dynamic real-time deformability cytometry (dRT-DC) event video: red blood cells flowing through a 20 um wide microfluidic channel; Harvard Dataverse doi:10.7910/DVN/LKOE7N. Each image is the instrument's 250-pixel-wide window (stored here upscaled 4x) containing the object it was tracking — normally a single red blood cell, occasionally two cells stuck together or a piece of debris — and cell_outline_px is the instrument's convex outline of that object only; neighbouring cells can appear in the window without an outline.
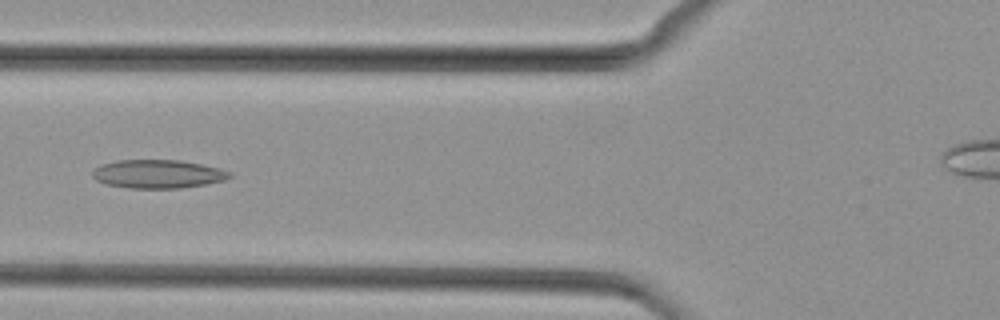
{"species": "common noctule bat (a hibernating species)", "species_latin": "Nyctalus noctula", "temperature_condition": "cold", "stored_images_in_passage": 44, "camera_frame_rate_fps": 3000, "um_per_image_px": 0.085, "animal": {"sex": "female", "body_mass_g": 29.2, "forearm_length_mm": 56.3}, "frame": {"image": 1, "passage_image": 19, "time_ms": 6.0, "image_size_px": [1000, 320], "cell_outline_px": [[232, 176], [224, 180], [204, 184], [180, 188], [128, 188], [104, 184], [96, 180], [92, 176], [92, 172], [100, 164], [116, 160], [180, 160], [220, 168], [232, 172]], "centroid_in_image_um": [13.39, 14.78], "position_along_channel_um": 112.4, "area_um2": 22.83}}
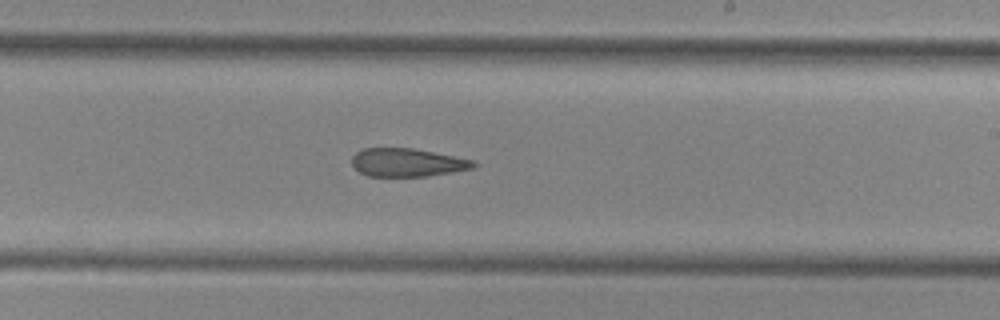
{"frame": {"image": 2, "passage_image": 29, "time_ms": 9.333, "image_size_px": [1000, 320], "cell_outline_px": [[476, 164], [472, 168], [452, 172], [428, 176], [368, 176], [360, 172], [352, 164], [352, 156], [356, 152], [364, 148], [412, 148], [476, 160]], "centroid_in_image_um": [34.62, 13.81], "position_along_channel_um": 254.4, "area_um2": 19.94}}
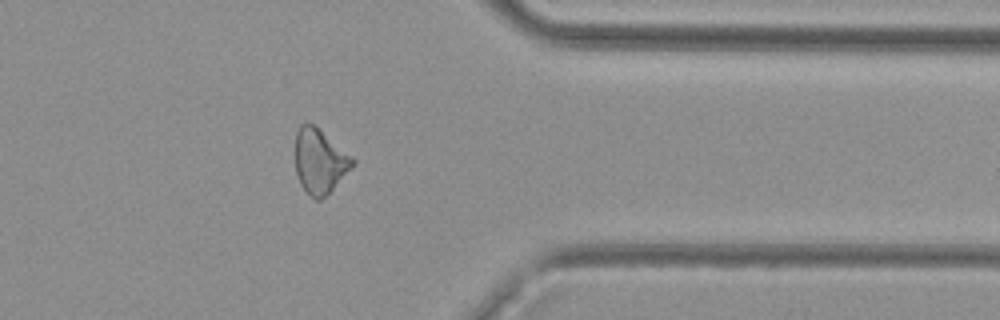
{"frame": {"image": 3, "passage_image": 39, "time_ms": 12.667, "image_size_px": [1000, 320], "cell_outline_px": [[356, 160], [352, 168], [320, 200], [316, 200], [300, 184], [296, 172], [296, 132], [300, 124], [312, 124], [320, 128]], "centroid_in_image_um": [27.18, 13.67], "position_along_channel_um": 384.2, "area_um2": 21.21}}